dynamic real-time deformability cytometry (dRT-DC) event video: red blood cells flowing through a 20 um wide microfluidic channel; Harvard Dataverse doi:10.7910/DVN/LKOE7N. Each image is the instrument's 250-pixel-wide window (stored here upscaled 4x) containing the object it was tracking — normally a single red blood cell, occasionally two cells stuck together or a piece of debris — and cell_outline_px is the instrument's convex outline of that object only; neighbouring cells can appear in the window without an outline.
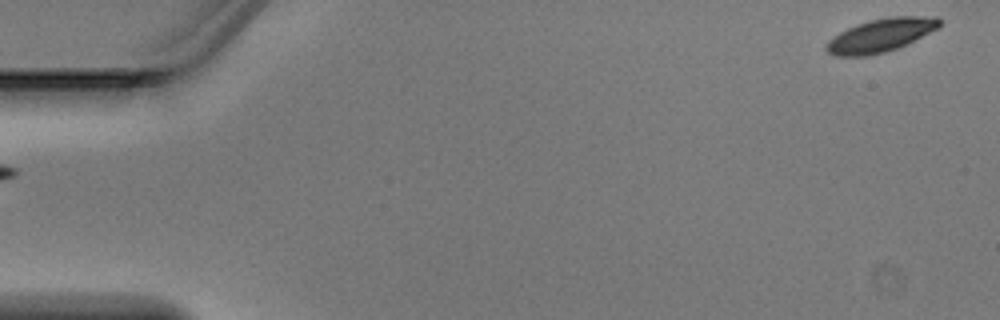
{"species": "Egyptian fruit bat (a non-hibernating species)", "species_latin": "Rousettus aegyptiacus", "temperature_condition": "warm", "stored_images_in_passage": 5, "segment_of_instrument_passage": [2, 2], "camera_frame_rate_fps": 3000, "um_per_image_px": 0.085, "animal": {"sex": "male"}, "frame": {"image": 1, "passage_image": 5, "time_ms": 1.333, "image_size_px": [1000, 320], "cell_outline_px": [[940, 28], [908, 44], [884, 52], [864, 56], [832, 56], [824, 48], [828, 40], [840, 32], [856, 24], [888, 16], [936, 16], [940, 20]], "centroid_in_image_um": [74.88, 3.0], "position_along_channel_um": 10.1, "area_um2": 22.08}}